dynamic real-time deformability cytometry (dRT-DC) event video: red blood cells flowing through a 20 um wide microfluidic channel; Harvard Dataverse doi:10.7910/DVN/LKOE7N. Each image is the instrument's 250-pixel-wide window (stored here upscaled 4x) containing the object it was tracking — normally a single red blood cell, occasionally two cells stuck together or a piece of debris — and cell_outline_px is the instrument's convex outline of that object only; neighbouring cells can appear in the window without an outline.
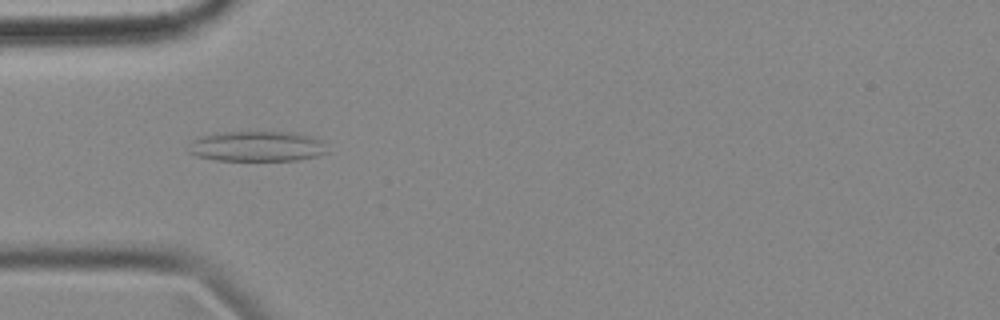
{"species": "common noctule bat (a hibernating species)", "species_latin": "Nyctalus noctula", "temperature_condition": "cold", "stored_images_in_passage": 56, "camera_frame_rate_fps": 3000, "um_per_image_px": 0.085, "animal": {"sex": "female", "body_mass_g": 18.4}, "frame": {"image": 1, "passage_image": 17, "time_ms": 5.333, "image_size_px": [1000, 320], "cell_outline_px": [[328, 152], [316, 156], [296, 160], [216, 160], [196, 156], [188, 152], [192, 140], [200, 136], [220, 132], [292, 132], [308, 136], [320, 140]], "centroid_in_image_um": [21.79, 12.44], "position_along_channel_um": 63.2, "area_um2": 24.28}}
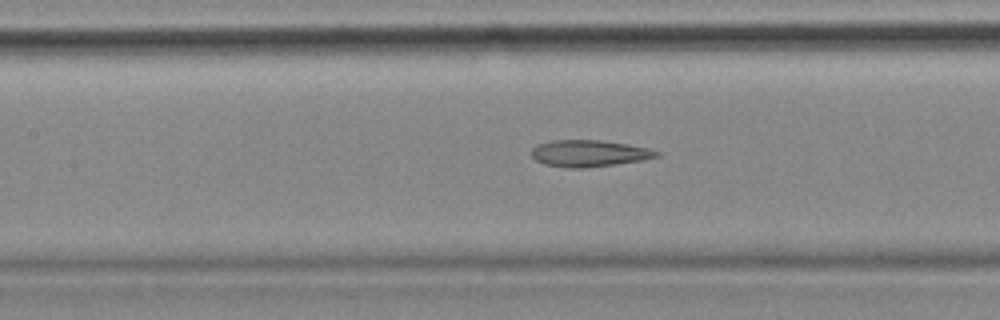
{"frame": {"image": 2, "passage_image": 25, "time_ms": 8.0, "image_size_px": [1000, 320], "cell_outline_px": [[660, 156], [640, 160], [584, 168], [564, 168], [544, 164], [536, 160], [532, 156], [532, 148], [536, 144], [552, 140], [600, 140], [628, 144], [648, 148], [660, 152]], "centroid_in_image_um": [50.03, 13.03], "position_along_channel_um": 157.4, "area_um2": 19.36}}
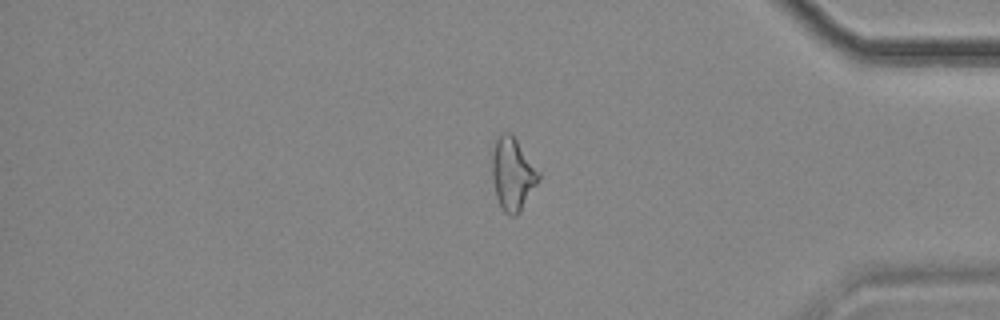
{"frame": {"image": 3, "passage_image": 47, "time_ms": 15.333, "image_size_px": [1000, 320], "cell_outline_px": [[540, 176], [536, 184], [520, 212], [516, 216], [508, 216], [504, 212], [496, 196], [492, 176], [492, 156], [496, 140], [500, 132], [508, 132], [516, 140], [540, 172]], "centroid_in_image_um": [43.56, 14.81], "position_along_channel_um": 391.6, "area_um2": 19.36}, "authors_computed_cell_mechanics": {"area_um2": 20.8369, "velocity_mm_per_s": 3.5555, "shape_relaxation_time_tau1_ms": null, "shape_relaxation_time_tau2_ms": 6.3287, "deformation_change_tau1": null, "deformation_change_tau2": 0.1779}}